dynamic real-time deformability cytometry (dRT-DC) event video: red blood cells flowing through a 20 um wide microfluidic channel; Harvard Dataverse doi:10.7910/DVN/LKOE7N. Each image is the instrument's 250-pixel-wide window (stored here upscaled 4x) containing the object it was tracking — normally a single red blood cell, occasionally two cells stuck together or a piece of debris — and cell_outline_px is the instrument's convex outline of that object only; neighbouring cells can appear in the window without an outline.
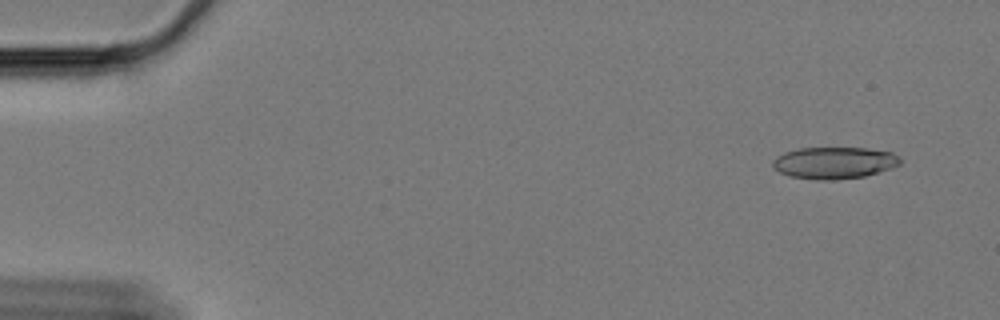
{"species": "Egyptian fruit bat (a non-hibernating species)", "species_latin": "Rousettus aegyptiacus", "temperature_condition": "cold", "stored_images_in_passage": 60, "camera_frame_rate_fps": 3000, "um_per_image_px": 0.085, "animal": {"sex": "female"}, "frame": {"image": 1, "passage_image": 4, "time_ms": 1.0, "image_size_px": [1000, 320], "cell_outline_px": [[900, 164], [892, 168], [864, 176], [836, 180], [812, 180], [788, 176], [772, 168], [772, 160], [776, 156], [784, 152], [800, 148], [864, 148], [892, 152], [900, 156]], "centroid_in_image_um": [70.87, 13.85], "position_along_channel_um": 14.1, "area_um2": 23.87}}
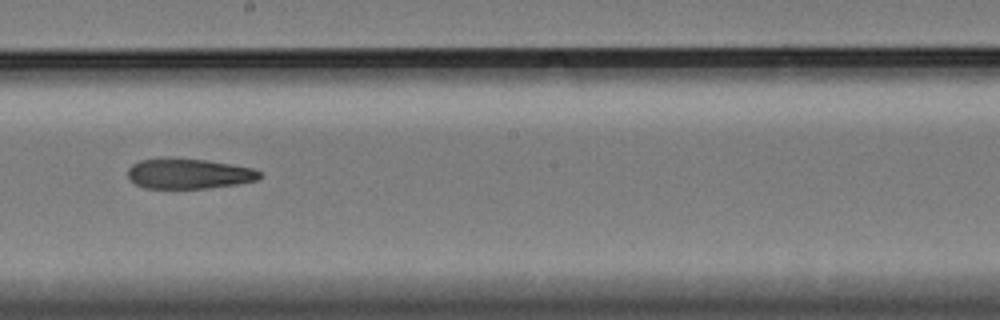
{"frame": {"image": 2, "passage_image": 34, "time_ms": 11.0, "image_size_px": [1000, 320], "cell_outline_px": [[260, 176], [256, 180], [236, 184], [208, 188], [144, 188], [136, 184], [128, 176], [128, 168], [132, 164], [140, 160], [204, 160], [252, 168], [260, 172]], "centroid_in_image_um": [16.04, 14.79], "position_along_channel_um": 232.2, "area_um2": 22.31}}
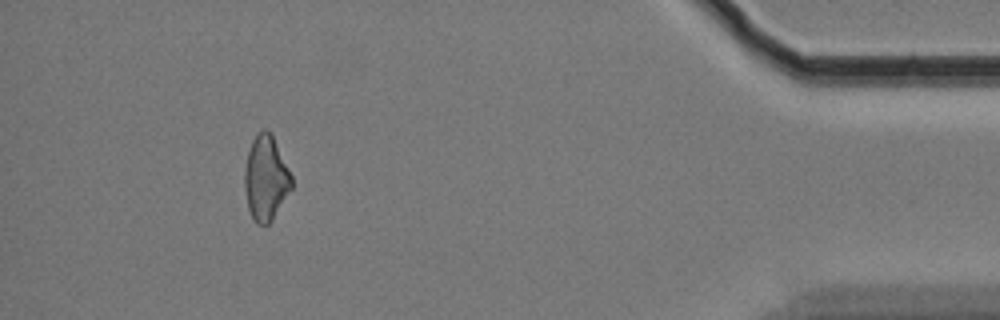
{"frame": {"image": 3, "passage_image": 55, "time_ms": 18.0, "image_size_px": [1000, 320], "cell_outline_px": [[292, 188], [272, 220], [268, 224], [256, 224], [248, 208], [244, 188], [244, 172], [248, 152], [252, 140], [264, 128], [268, 128], [272, 132], [292, 176]], "centroid_in_image_um": [22.6, 15.12], "position_along_channel_um": 412.6, "area_um2": 23.29}}